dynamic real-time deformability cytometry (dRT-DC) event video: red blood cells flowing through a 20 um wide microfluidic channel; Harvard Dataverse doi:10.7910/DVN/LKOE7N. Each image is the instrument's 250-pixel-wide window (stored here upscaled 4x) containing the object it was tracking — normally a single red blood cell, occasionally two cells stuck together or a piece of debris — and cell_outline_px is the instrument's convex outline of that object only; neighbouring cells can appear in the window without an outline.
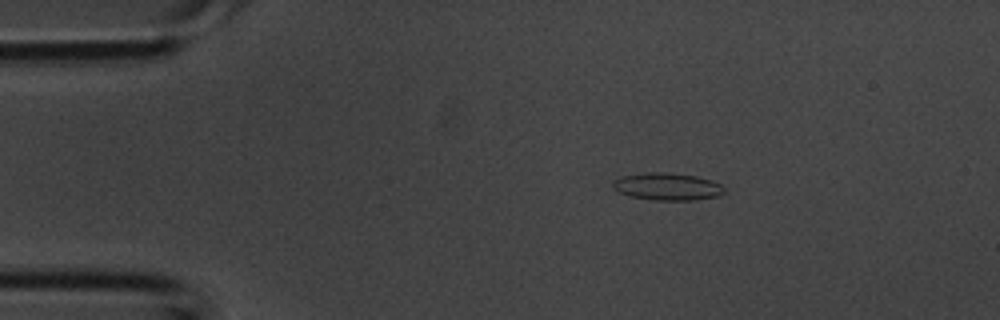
{"species": "common noctule bat (a hibernating species)", "species_latin": "Nyctalus noctula", "temperature_condition": "room temperature", "stored_images_in_passage": 3, "camera_frame_rate_fps": 3000, "um_per_image_px": 0.085, "animal": {"sex": "male", "body_mass_g": 20.1, "forearm_length_mm": 53.5}, "frame": {"image": 1, "passage_image": 2, "time_ms": 0.333, "image_size_px": [1000, 320], "cell_outline_px": [[724, 192], [720, 196], [692, 200], [656, 200], [632, 196], [616, 192], [612, 188], [612, 180], [620, 176], [648, 172], [668, 172], [696, 176], [712, 180], [720, 184], [724, 188]], "centroid_in_image_um": [56.69, 15.85], "position_along_channel_um": 28.3, "area_um2": 17.92}}